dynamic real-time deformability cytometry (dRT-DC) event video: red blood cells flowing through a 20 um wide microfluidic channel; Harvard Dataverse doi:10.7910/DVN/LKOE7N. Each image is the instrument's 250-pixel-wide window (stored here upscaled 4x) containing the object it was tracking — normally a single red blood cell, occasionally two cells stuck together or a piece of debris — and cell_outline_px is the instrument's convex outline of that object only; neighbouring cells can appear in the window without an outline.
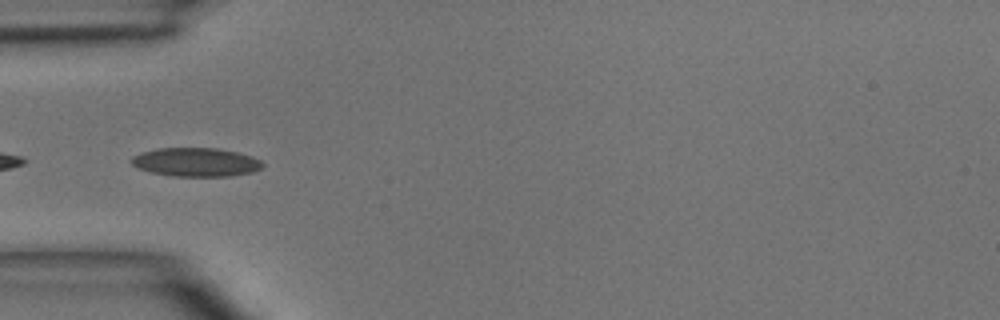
{"species": "common noctule bat (a hibernating species)", "species_latin": "Nyctalus noctula", "temperature_condition": "room temperature", "stored_images_in_passage": 5, "camera_frame_rate_fps": 3000, "um_per_image_px": 0.085, "animal": {"sex": "male", "body_mass_g": 15.6}, "frame": {"image": 1, "passage_image": 5, "time_ms": 4.333, "image_size_px": [1000, 320], "cell_outline_px": [[264, 164], [260, 168], [252, 172], [232, 176], [172, 176], [152, 172], [136, 168], [128, 160], [132, 156], [144, 152], [160, 148], [220, 148], [252, 156], [260, 160]], "centroid_in_image_um": [16.64, 13.78], "position_along_channel_um": 68.4, "area_um2": 21.96}}